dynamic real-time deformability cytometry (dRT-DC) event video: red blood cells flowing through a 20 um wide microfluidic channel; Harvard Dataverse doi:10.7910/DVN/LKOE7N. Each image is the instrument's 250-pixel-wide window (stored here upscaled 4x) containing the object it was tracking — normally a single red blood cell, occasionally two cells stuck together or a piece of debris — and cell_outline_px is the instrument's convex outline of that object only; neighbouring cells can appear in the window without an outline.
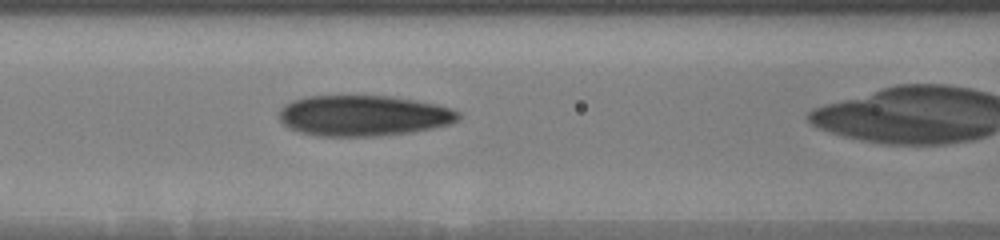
{"species": "human", "species_latin": "Homo sapiens", "temperature_condition": "warm", "stored_images_in_passage": 16, "camera_frame_rate_fps": 3000, "um_per_image_px": 0.085, "donor": {"sex": "male"}, "frame": {"image": 1, "passage_image": 14, "time_ms": 6.0, "image_size_px": [1000, 240], "cell_outline_px": [[460, 120], [448, 124], [432, 128], [412, 132], [380, 136], [316, 136], [300, 132], [288, 128], [280, 120], [280, 108], [284, 104], [292, 100], [308, 96], [392, 96], [436, 104], [460, 112]], "centroid_in_image_um": [30.87, 9.83], "position_along_channel_um": 135.7, "area_um2": 42.66}}